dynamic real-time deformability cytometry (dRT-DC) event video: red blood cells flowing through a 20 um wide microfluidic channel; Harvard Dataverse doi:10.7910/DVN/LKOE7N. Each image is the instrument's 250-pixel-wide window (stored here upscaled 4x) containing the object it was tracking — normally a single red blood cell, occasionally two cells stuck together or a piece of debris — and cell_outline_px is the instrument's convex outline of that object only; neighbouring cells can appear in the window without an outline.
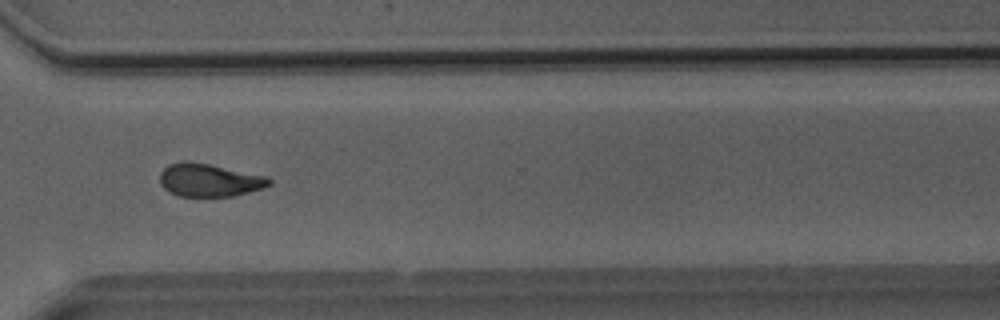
{"species": "Egyptian fruit bat (a non-hibernating species)", "species_latin": "Rousettus aegyptiacus", "temperature_condition": "room temperature", "stored_images_in_passage": 51, "camera_frame_rate_fps": 3000, "um_per_image_px": 0.085, "animal": {"sex": "male"}, "frame": {"image": 1, "passage_image": 38, "time_ms": 12.333, "image_size_px": [1000, 320], "cell_outline_px": [[272, 184], [264, 188], [232, 196], [180, 196], [168, 192], [160, 184], [160, 172], [168, 164], [184, 160], [188, 160], [268, 176], [272, 180]], "centroid_in_image_um": [17.78, 15.3], "position_along_channel_um": 352.8, "area_um2": 21.15}}
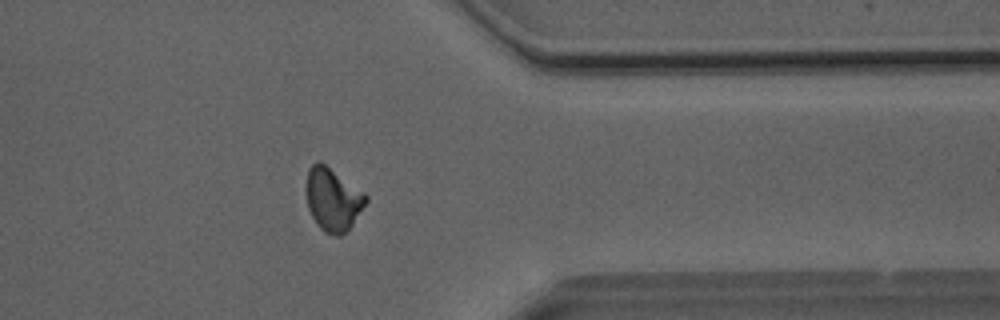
{"frame": {"image": 2, "passage_image": 41, "time_ms": 13.333, "image_size_px": [1000, 320], "cell_outline_px": [[368, 200], [352, 224], [340, 236], [336, 236], [324, 232], [316, 224], [308, 208], [308, 168], [316, 160], [320, 160], [364, 192], [368, 196]], "centroid_in_image_um": [28.31, 16.94], "position_along_channel_um": 383.1, "area_um2": 21.56}}
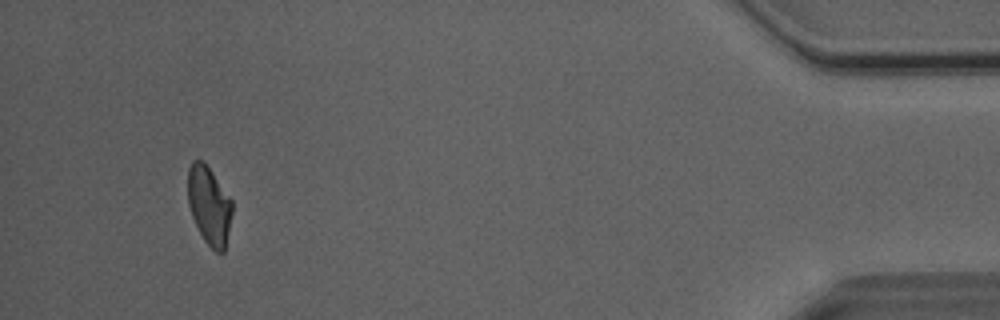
{"frame": {"image": 3, "passage_image": 48, "time_ms": 15.667, "image_size_px": [1000, 320], "cell_outline_px": [[232, 212], [224, 252], [216, 252], [204, 240], [192, 216], [188, 204], [188, 168], [192, 160], [204, 160], [232, 200]], "centroid_in_image_um": [17.77, 17.42], "position_along_channel_um": 417.4, "area_um2": 20.11}, "authors_computed_cell_mechanics": {"area_um2": 21.5594, "velocity_mm_per_s": 4.0632, "shape_relaxation_time_tau1_ms": 8.5704, "shape_relaxation_time_tau2_ms": 3.3562, "deformation_change_tau1": 0.2129, "deformation_change_tau2": 0.0946}}